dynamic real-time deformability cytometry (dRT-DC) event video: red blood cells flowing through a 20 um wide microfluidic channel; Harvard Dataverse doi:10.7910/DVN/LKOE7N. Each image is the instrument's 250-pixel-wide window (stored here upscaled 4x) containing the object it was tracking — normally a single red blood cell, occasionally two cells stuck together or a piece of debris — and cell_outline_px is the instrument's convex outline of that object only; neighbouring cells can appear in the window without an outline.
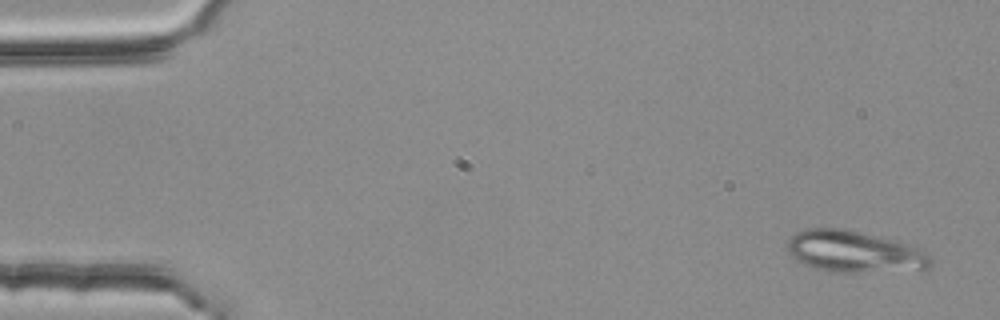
{"species": "common noctule bat (a hibernating species)", "species_latin": "Nyctalus noctula", "temperature_condition": "room temperature", "stored_images_in_passage": 7, "camera_frame_rate_fps": 3000, "um_per_image_px": 0.085, "animal": {"sex": "female", "body_mass_g": 25.1}, "frame": {"image": 1, "passage_image": 1, "time_ms": 0.0, "image_size_px": [1000, 320], "cell_outline_px": [[932, 264], [928, 268], [856, 272], [828, 272], [812, 268], [796, 260], [788, 252], [788, 240], [796, 232], [804, 228], [840, 228], [896, 240], [928, 252], [932, 260]], "centroid_in_image_um": [72.57, 21.38], "position_along_channel_um": 12.4, "area_um2": 34.51}}
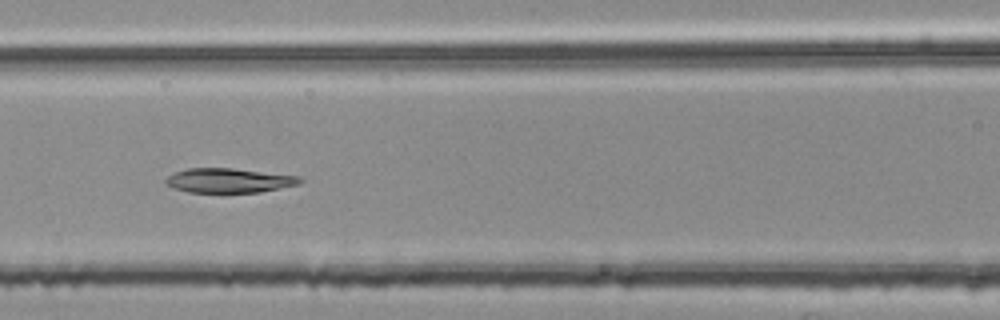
{"frame": {"image": 2, "passage_image": 6, "time_ms": 1.667, "image_size_px": [1000, 320], "cell_outline_px": [[304, 180], [300, 184], [260, 192], [188, 192], [172, 188], [164, 180], [168, 176], [176, 172], [188, 168], [232, 168], [300, 176]], "centroid_in_image_um": [19.49, 15.34], "position_along_channel_um": 147.1, "area_um2": 19.07}}
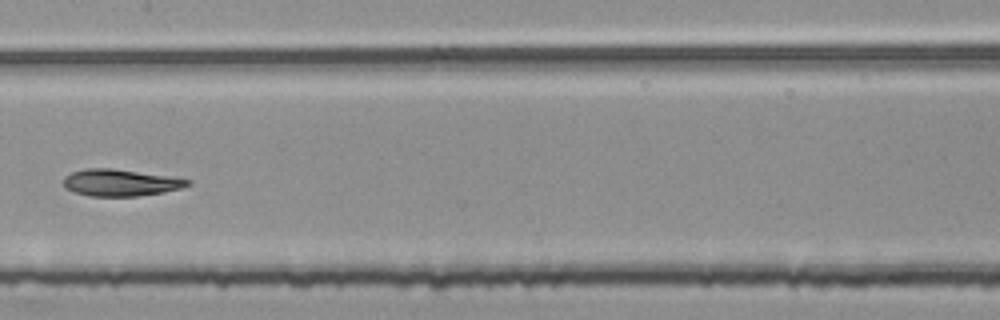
{"frame": {"image": 3, "passage_image": 7, "time_ms": 2.0, "image_size_px": [1000, 320], "cell_outline_px": [[192, 184], [180, 188], [164, 192], [136, 196], [92, 196], [72, 192], [64, 188], [64, 176], [72, 172], [84, 168], [112, 168], [176, 176], [192, 180]], "centroid_in_image_um": [10.27, 15.51], "position_along_channel_um": 197.1, "area_um2": 19.77}}